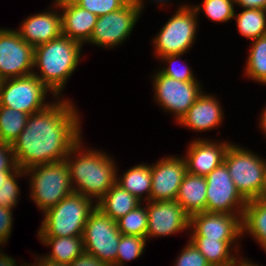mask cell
<instances>
[{
  "instance_id": "obj_6",
  "label": "cell",
  "mask_w": 266,
  "mask_h": 266,
  "mask_svg": "<svg viewBox=\"0 0 266 266\" xmlns=\"http://www.w3.org/2000/svg\"><path fill=\"white\" fill-rule=\"evenodd\" d=\"M29 172L31 197L43 212L74 192L65 160L35 165L25 170L28 175Z\"/></svg>"
},
{
  "instance_id": "obj_46",
  "label": "cell",
  "mask_w": 266,
  "mask_h": 266,
  "mask_svg": "<svg viewBox=\"0 0 266 266\" xmlns=\"http://www.w3.org/2000/svg\"><path fill=\"white\" fill-rule=\"evenodd\" d=\"M237 263H239V264H237ZM234 266H258L257 264L256 265H254V264H252L251 262H249V261H237L236 260V263H235V265Z\"/></svg>"
},
{
  "instance_id": "obj_38",
  "label": "cell",
  "mask_w": 266,
  "mask_h": 266,
  "mask_svg": "<svg viewBox=\"0 0 266 266\" xmlns=\"http://www.w3.org/2000/svg\"><path fill=\"white\" fill-rule=\"evenodd\" d=\"M11 209L0 206V244H4L11 233L12 228ZM4 242V243H3Z\"/></svg>"
},
{
  "instance_id": "obj_1",
  "label": "cell",
  "mask_w": 266,
  "mask_h": 266,
  "mask_svg": "<svg viewBox=\"0 0 266 266\" xmlns=\"http://www.w3.org/2000/svg\"><path fill=\"white\" fill-rule=\"evenodd\" d=\"M73 104L56 101L29 115L26 126L12 144L18 168L65 160L81 140L80 122Z\"/></svg>"
},
{
  "instance_id": "obj_26",
  "label": "cell",
  "mask_w": 266,
  "mask_h": 266,
  "mask_svg": "<svg viewBox=\"0 0 266 266\" xmlns=\"http://www.w3.org/2000/svg\"><path fill=\"white\" fill-rule=\"evenodd\" d=\"M123 178H116V184L122 189L127 190L131 195L135 196L141 201V196L147 192L146 200L150 201L151 194V166L150 165H137L129 169L123 174ZM118 180V181H117ZM121 180V181H119ZM148 197V198H147Z\"/></svg>"
},
{
  "instance_id": "obj_10",
  "label": "cell",
  "mask_w": 266,
  "mask_h": 266,
  "mask_svg": "<svg viewBox=\"0 0 266 266\" xmlns=\"http://www.w3.org/2000/svg\"><path fill=\"white\" fill-rule=\"evenodd\" d=\"M34 47L25 42L18 30L0 29V80L33 74Z\"/></svg>"
},
{
  "instance_id": "obj_28",
  "label": "cell",
  "mask_w": 266,
  "mask_h": 266,
  "mask_svg": "<svg viewBox=\"0 0 266 266\" xmlns=\"http://www.w3.org/2000/svg\"><path fill=\"white\" fill-rule=\"evenodd\" d=\"M234 17L237 20L238 31L243 36L255 40L266 35V10L244 8V11L234 14Z\"/></svg>"
},
{
  "instance_id": "obj_4",
  "label": "cell",
  "mask_w": 266,
  "mask_h": 266,
  "mask_svg": "<svg viewBox=\"0 0 266 266\" xmlns=\"http://www.w3.org/2000/svg\"><path fill=\"white\" fill-rule=\"evenodd\" d=\"M92 199L72 192L56 206L46 210L39 237L83 236L84 227L92 207Z\"/></svg>"
},
{
  "instance_id": "obj_2",
  "label": "cell",
  "mask_w": 266,
  "mask_h": 266,
  "mask_svg": "<svg viewBox=\"0 0 266 266\" xmlns=\"http://www.w3.org/2000/svg\"><path fill=\"white\" fill-rule=\"evenodd\" d=\"M82 44L61 35L34 47V64L41 75L33 73L55 95L61 93L65 82L74 72L80 59Z\"/></svg>"
},
{
  "instance_id": "obj_22",
  "label": "cell",
  "mask_w": 266,
  "mask_h": 266,
  "mask_svg": "<svg viewBox=\"0 0 266 266\" xmlns=\"http://www.w3.org/2000/svg\"><path fill=\"white\" fill-rule=\"evenodd\" d=\"M97 201L96 207L115 222L141 204L139 199L116 183Z\"/></svg>"
},
{
  "instance_id": "obj_14",
  "label": "cell",
  "mask_w": 266,
  "mask_h": 266,
  "mask_svg": "<svg viewBox=\"0 0 266 266\" xmlns=\"http://www.w3.org/2000/svg\"><path fill=\"white\" fill-rule=\"evenodd\" d=\"M147 237L166 236L190 228V216L176 201H149Z\"/></svg>"
},
{
  "instance_id": "obj_41",
  "label": "cell",
  "mask_w": 266,
  "mask_h": 266,
  "mask_svg": "<svg viewBox=\"0 0 266 266\" xmlns=\"http://www.w3.org/2000/svg\"><path fill=\"white\" fill-rule=\"evenodd\" d=\"M39 263H37L38 265L36 266H69V264H65V263H60L54 260H51L49 258L46 257H41L39 258Z\"/></svg>"
},
{
  "instance_id": "obj_33",
  "label": "cell",
  "mask_w": 266,
  "mask_h": 266,
  "mask_svg": "<svg viewBox=\"0 0 266 266\" xmlns=\"http://www.w3.org/2000/svg\"><path fill=\"white\" fill-rule=\"evenodd\" d=\"M25 170L18 168L13 171L0 186V206L12 209L17 204L19 194V187L16 183L15 176H22Z\"/></svg>"
},
{
  "instance_id": "obj_27",
  "label": "cell",
  "mask_w": 266,
  "mask_h": 266,
  "mask_svg": "<svg viewBox=\"0 0 266 266\" xmlns=\"http://www.w3.org/2000/svg\"><path fill=\"white\" fill-rule=\"evenodd\" d=\"M28 117L22 111L0 107V142L12 145L25 128Z\"/></svg>"
},
{
  "instance_id": "obj_44",
  "label": "cell",
  "mask_w": 266,
  "mask_h": 266,
  "mask_svg": "<svg viewBox=\"0 0 266 266\" xmlns=\"http://www.w3.org/2000/svg\"><path fill=\"white\" fill-rule=\"evenodd\" d=\"M261 117H262L260 120L261 121V127L265 131L264 133H266V107H265V110L263 111Z\"/></svg>"
},
{
  "instance_id": "obj_13",
  "label": "cell",
  "mask_w": 266,
  "mask_h": 266,
  "mask_svg": "<svg viewBox=\"0 0 266 266\" xmlns=\"http://www.w3.org/2000/svg\"><path fill=\"white\" fill-rule=\"evenodd\" d=\"M140 13L139 9L128 1L121 9L99 16L88 42L105 47L122 43L131 33Z\"/></svg>"
},
{
  "instance_id": "obj_25",
  "label": "cell",
  "mask_w": 266,
  "mask_h": 266,
  "mask_svg": "<svg viewBox=\"0 0 266 266\" xmlns=\"http://www.w3.org/2000/svg\"><path fill=\"white\" fill-rule=\"evenodd\" d=\"M40 240L53 248L49 256L45 257L60 263L70 264L84 252L82 236L40 237Z\"/></svg>"
},
{
  "instance_id": "obj_40",
  "label": "cell",
  "mask_w": 266,
  "mask_h": 266,
  "mask_svg": "<svg viewBox=\"0 0 266 266\" xmlns=\"http://www.w3.org/2000/svg\"><path fill=\"white\" fill-rule=\"evenodd\" d=\"M234 3L241 5L243 8L266 10V0H234Z\"/></svg>"
},
{
  "instance_id": "obj_5",
  "label": "cell",
  "mask_w": 266,
  "mask_h": 266,
  "mask_svg": "<svg viewBox=\"0 0 266 266\" xmlns=\"http://www.w3.org/2000/svg\"><path fill=\"white\" fill-rule=\"evenodd\" d=\"M224 163L236 189L246 201L263 196L266 190V160L247 149L230 144Z\"/></svg>"
},
{
  "instance_id": "obj_48",
  "label": "cell",
  "mask_w": 266,
  "mask_h": 266,
  "mask_svg": "<svg viewBox=\"0 0 266 266\" xmlns=\"http://www.w3.org/2000/svg\"><path fill=\"white\" fill-rule=\"evenodd\" d=\"M262 198L266 199V190H265V193L263 194Z\"/></svg>"
},
{
  "instance_id": "obj_32",
  "label": "cell",
  "mask_w": 266,
  "mask_h": 266,
  "mask_svg": "<svg viewBox=\"0 0 266 266\" xmlns=\"http://www.w3.org/2000/svg\"><path fill=\"white\" fill-rule=\"evenodd\" d=\"M203 3V10L211 20L226 22L234 17V0H204Z\"/></svg>"
},
{
  "instance_id": "obj_35",
  "label": "cell",
  "mask_w": 266,
  "mask_h": 266,
  "mask_svg": "<svg viewBox=\"0 0 266 266\" xmlns=\"http://www.w3.org/2000/svg\"><path fill=\"white\" fill-rule=\"evenodd\" d=\"M175 266H210L206 258L190 241L180 253Z\"/></svg>"
},
{
  "instance_id": "obj_29",
  "label": "cell",
  "mask_w": 266,
  "mask_h": 266,
  "mask_svg": "<svg viewBox=\"0 0 266 266\" xmlns=\"http://www.w3.org/2000/svg\"><path fill=\"white\" fill-rule=\"evenodd\" d=\"M247 60L246 74L262 84H266V35L253 40Z\"/></svg>"
},
{
  "instance_id": "obj_39",
  "label": "cell",
  "mask_w": 266,
  "mask_h": 266,
  "mask_svg": "<svg viewBox=\"0 0 266 266\" xmlns=\"http://www.w3.org/2000/svg\"><path fill=\"white\" fill-rule=\"evenodd\" d=\"M69 266H109L107 263L102 262L94 255L87 252H83L76 257Z\"/></svg>"
},
{
  "instance_id": "obj_3",
  "label": "cell",
  "mask_w": 266,
  "mask_h": 266,
  "mask_svg": "<svg viewBox=\"0 0 266 266\" xmlns=\"http://www.w3.org/2000/svg\"><path fill=\"white\" fill-rule=\"evenodd\" d=\"M78 142L69 152L65 161L69 168L71 184L75 182L77 186H72L74 192L82 194L84 197L99 200L116 183V167L111 160V156L97 151H84L77 158L69 160L70 155L80 150ZM116 172V173H115ZM78 189H77V188Z\"/></svg>"
},
{
  "instance_id": "obj_16",
  "label": "cell",
  "mask_w": 266,
  "mask_h": 266,
  "mask_svg": "<svg viewBox=\"0 0 266 266\" xmlns=\"http://www.w3.org/2000/svg\"><path fill=\"white\" fill-rule=\"evenodd\" d=\"M185 158H163L151 166L150 201H173L186 174Z\"/></svg>"
},
{
  "instance_id": "obj_24",
  "label": "cell",
  "mask_w": 266,
  "mask_h": 266,
  "mask_svg": "<svg viewBox=\"0 0 266 266\" xmlns=\"http://www.w3.org/2000/svg\"><path fill=\"white\" fill-rule=\"evenodd\" d=\"M195 247L206 258L210 266H234L236 258L230 256V245L234 241H219L218 239H207V237H191Z\"/></svg>"
},
{
  "instance_id": "obj_7",
  "label": "cell",
  "mask_w": 266,
  "mask_h": 266,
  "mask_svg": "<svg viewBox=\"0 0 266 266\" xmlns=\"http://www.w3.org/2000/svg\"><path fill=\"white\" fill-rule=\"evenodd\" d=\"M84 251L109 266H114L121 233L117 223L95 208L89 215L83 232Z\"/></svg>"
},
{
  "instance_id": "obj_43",
  "label": "cell",
  "mask_w": 266,
  "mask_h": 266,
  "mask_svg": "<svg viewBox=\"0 0 266 266\" xmlns=\"http://www.w3.org/2000/svg\"><path fill=\"white\" fill-rule=\"evenodd\" d=\"M13 171H0V186L5 182V179L12 173Z\"/></svg>"
},
{
  "instance_id": "obj_45",
  "label": "cell",
  "mask_w": 266,
  "mask_h": 266,
  "mask_svg": "<svg viewBox=\"0 0 266 266\" xmlns=\"http://www.w3.org/2000/svg\"><path fill=\"white\" fill-rule=\"evenodd\" d=\"M130 2H132L138 9L139 11L141 12L142 11V7H143V3H142V0H129ZM157 1H165V0H157Z\"/></svg>"
},
{
  "instance_id": "obj_23",
  "label": "cell",
  "mask_w": 266,
  "mask_h": 266,
  "mask_svg": "<svg viewBox=\"0 0 266 266\" xmlns=\"http://www.w3.org/2000/svg\"><path fill=\"white\" fill-rule=\"evenodd\" d=\"M244 231L251 233L266 251V199L260 197L247 201L242 217Z\"/></svg>"
},
{
  "instance_id": "obj_34",
  "label": "cell",
  "mask_w": 266,
  "mask_h": 266,
  "mask_svg": "<svg viewBox=\"0 0 266 266\" xmlns=\"http://www.w3.org/2000/svg\"><path fill=\"white\" fill-rule=\"evenodd\" d=\"M128 1L129 0H77L75 3L99 17L121 9Z\"/></svg>"
},
{
  "instance_id": "obj_12",
  "label": "cell",
  "mask_w": 266,
  "mask_h": 266,
  "mask_svg": "<svg viewBox=\"0 0 266 266\" xmlns=\"http://www.w3.org/2000/svg\"><path fill=\"white\" fill-rule=\"evenodd\" d=\"M154 79L153 86L158 103L164 109L175 113L178 122L203 93L197 81H179L163 75L160 71Z\"/></svg>"
},
{
  "instance_id": "obj_19",
  "label": "cell",
  "mask_w": 266,
  "mask_h": 266,
  "mask_svg": "<svg viewBox=\"0 0 266 266\" xmlns=\"http://www.w3.org/2000/svg\"><path fill=\"white\" fill-rule=\"evenodd\" d=\"M64 9L61 16L62 35L77 42H88L92 36L98 16L76 3L55 4Z\"/></svg>"
},
{
  "instance_id": "obj_11",
  "label": "cell",
  "mask_w": 266,
  "mask_h": 266,
  "mask_svg": "<svg viewBox=\"0 0 266 266\" xmlns=\"http://www.w3.org/2000/svg\"><path fill=\"white\" fill-rule=\"evenodd\" d=\"M205 178L207 182L206 211L236 214L233 211L236 207V210L240 208L237 210V213L240 214L239 217H243L247 201L236 189L226 164L223 162Z\"/></svg>"
},
{
  "instance_id": "obj_37",
  "label": "cell",
  "mask_w": 266,
  "mask_h": 266,
  "mask_svg": "<svg viewBox=\"0 0 266 266\" xmlns=\"http://www.w3.org/2000/svg\"><path fill=\"white\" fill-rule=\"evenodd\" d=\"M16 169H18V165L12 145L0 142V171H14Z\"/></svg>"
},
{
  "instance_id": "obj_21",
  "label": "cell",
  "mask_w": 266,
  "mask_h": 266,
  "mask_svg": "<svg viewBox=\"0 0 266 266\" xmlns=\"http://www.w3.org/2000/svg\"><path fill=\"white\" fill-rule=\"evenodd\" d=\"M206 190L207 182L204 176L186 172L175 200L189 216L205 212Z\"/></svg>"
},
{
  "instance_id": "obj_17",
  "label": "cell",
  "mask_w": 266,
  "mask_h": 266,
  "mask_svg": "<svg viewBox=\"0 0 266 266\" xmlns=\"http://www.w3.org/2000/svg\"><path fill=\"white\" fill-rule=\"evenodd\" d=\"M231 143L216 144L207 140H195L190 144L186 156L188 173L206 177L224 162L225 153Z\"/></svg>"
},
{
  "instance_id": "obj_8",
  "label": "cell",
  "mask_w": 266,
  "mask_h": 266,
  "mask_svg": "<svg viewBox=\"0 0 266 266\" xmlns=\"http://www.w3.org/2000/svg\"><path fill=\"white\" fill-rule=\"evenodd\" d=\"M200 6L193 9L181 6L176 14L163 26L154 39L155 51L158 57L167 55H182L188 51L195 39L197 13Z\"/></svg>"
},
{
  "instance_id": "obj_31",
  "label": "cell",
  "mask_w": 266,
  "mask_h": 266,
  "mask_svg": "<svg viewBox=\"0 0 266 266\" xmlns=\"http://www.w3.org/2000/svg\"><path fill=\"white\" fill-rule=\"evenodd\" d=\"M146 245L145 237L121 234L118 245L116 263L114 266H123L126 260L138 258Z\"/></svg>"
},
{
  "instance_id": "obj_47",
  "label": "cell",
  "mask_w": 266,
  "mask_h": 266,
  "mask_svg": "<svg viewBox=\"0 0 266 266\" xmlns=\"http://www.w3.org/2000/svg\"><path fill=\"white\" fill-rule=\"evenodd\" d=\"M56 4H67V3H75L77 0H55Z\"/></svg>"
},
{
  "instance_id": "obj_15",
  "label": "cell",
  "mask_w": 266,
  "mask_h": 266,
  "mask_svg": "<svg viewBox=\"0 0 266 266\" xmlns=\"http://www.w3.org/2000/svg\"><path fill=\"white\" fill-rule=\"evenodd\" d=\"M239 214L200 212L190 216L191 237H207L219 241H234L242 235V217Z\"/></svg>"
},
{
  "instance_id": "obj_30",
  "label": "cell",
  "mask_w": 266,
  "mask_h": 266,
  "mask_svg": "<svg viewBox=\"0 0 266 266\" xmlns=\"http://www.w3.org/2000/svg\"><path fill=\"white\" fill-rule=\"evenodd\" d=\"M116 223L121 234L146 238L148 226L146 207L142 209L141 204L138 205L135 209L117 220Z\"/></svg>"
},
{
  "instance_id": "obj_18",
  "label": "cell",
  "mask_w": 266,
  "mask_h": 266,
  "mask_svg": "<svg viewBox=\"0 0 266 266\" xmlns=\"http://www.w3.org/2000/svg\"><path fill=\"white\" fill-rule=\"evenodd\" d=\"M21 38L36 47L62 35L61 16L54 12H44L28 17L18 31Z\"/></svg>"
},
{
  "instance_id": "obj_42",
  "label": "cell",
  "mask_w": 266,
  "mask_h": 266,
  "mask_svg": "<svg viewBox=\"0 0 266 266\" xmlns=\"http://www.w3.org/2000/svg\"><path fill=\"white\" fill-rule=\"evenodd\" d=\"M0 266H17L15 261L5 254L0 253Z\"/></svg>"
},
{
  "instance_id": "obj_36",
  "label": "cell",
  "mask_w": 266,
  "mask_h": 266,
  "mask_svg": "<svg viewBox=\"0 0 266 266\" xmlns=\"http://www.w3.org/2000/svg\"><path fill=\"white\" fill-rule=\"evenodd\" d=\"M179 54L178 55H167L164 57H161L164 61L169 62L168 64H170L167 68H162L163 70H160V72L165 75V76H169L173 79L179 80V81H196V79L193 76V73L191 72V70L188 67H181V68H177V67H173L171 66V64H173L176 61V58H179Z\"/></svg>"
},
{
  "instance_id": "obj_9",
  "label": "cell",
  "mask_w": 266,
  "mask_h": 266,
  "mask_svg": "<svg viewBox=\"0 0 266 266\" xmlns=\"http://www.w3.org/2000/svg\"><path fill=\"white\" fill-rule=\"evenodd\" d=\"M47 91L49 89L34 74L0 80V107L28 115L37 113L49 105L43 104Z\"/></svg>"
},
{
  "instance_id": "obj_20",
  "label": "cell",
  "mask_w": 266,
  "mask_h": 266,
  "mask_svg": "<svg viewBox=\"0 0 266 266\" xmlns=\"http://www.w3.org/2000/svg\"><path fill=\"white\" fill-rule=\"evenodd\" d=\"M222 118V111L217 100L202 93L179 120V124L196 131H205L219 125Z\"/></svg>"
}]
</instances>
